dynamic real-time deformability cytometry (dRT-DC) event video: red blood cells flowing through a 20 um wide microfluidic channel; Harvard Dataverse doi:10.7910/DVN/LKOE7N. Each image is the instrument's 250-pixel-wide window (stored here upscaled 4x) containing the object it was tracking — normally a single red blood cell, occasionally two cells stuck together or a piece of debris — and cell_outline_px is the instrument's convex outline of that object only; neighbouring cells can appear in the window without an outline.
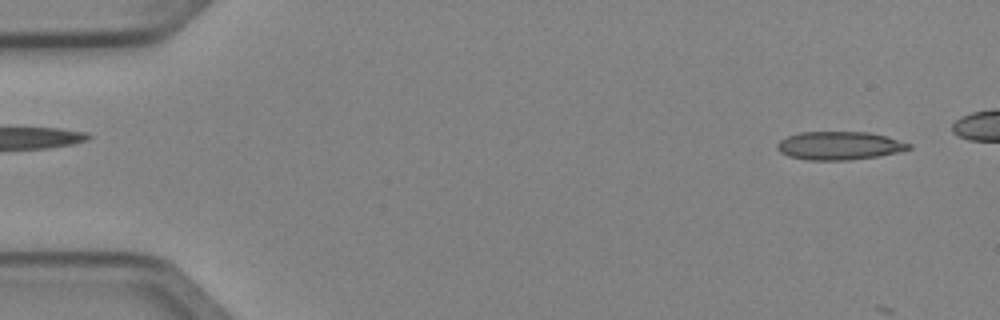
{"species": "Egyptian fruit bat (a non-hibernating species)", "species_latin": "Rousettus aegyptiacus", "temperature_condition": "cold", "stored_images_in_passage": 6, "segment_of_instrument_passage": [2, 2], "camera_frame_rate_fps": 3000, "um_per_image_px": 0.085, "animal": {"sex": "female"}, "frame": {"image": 1, "passage_image": 6, "time_ms": 1.667, "image_size_px": [1000, 320], "cell_outline_px": [[912, 148], [896, 152], [876, 156], [848, 160], [808, 160], [788, 156], [780, 152], [776, 148], [776, 144], [780, 140], [788, 136], [800, 132], [868, 132], [888, 136], [912, 144]], "centroid_in_image_um": [71.33, 12.37], "position_along_channel_um": 13.7, "area_um2": 21.68}}